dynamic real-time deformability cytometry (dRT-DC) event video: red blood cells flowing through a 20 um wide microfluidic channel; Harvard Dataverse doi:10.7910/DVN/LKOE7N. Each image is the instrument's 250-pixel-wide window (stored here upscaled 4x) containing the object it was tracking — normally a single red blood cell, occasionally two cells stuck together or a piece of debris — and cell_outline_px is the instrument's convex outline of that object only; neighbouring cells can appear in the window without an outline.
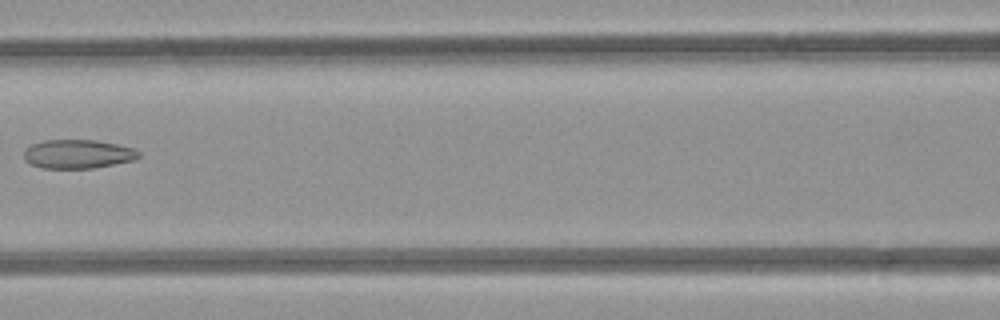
{"species": "common noctule bat (a hibernating species)", "species_latin": "Nyctalus noctula", "temperature_condition": "room temperature", "stored_images_in_passage": 4, "camera_frame_rate_fps": 3000, "um_per_image_px": 0.085, "animal": {"sex": "female", "body_mass_g": 21.9}, "frame": {"image": 1, "passage_image": 4, "time_ms": 4.333, "image_size_px": [1000, 320], "cell_outline_px": [[140, 156], [136, 160], [92, 168], [44, 168], [32, 164], [24, 160], [24, 148], [32, 144], [44, 140], [96, 140], [116, 144], [132, 148], [140, 152]], "centroid_in_image_um": [6.61, 13.09], "position_along_channel_um": 160.0, "area_um2": 19.31}}